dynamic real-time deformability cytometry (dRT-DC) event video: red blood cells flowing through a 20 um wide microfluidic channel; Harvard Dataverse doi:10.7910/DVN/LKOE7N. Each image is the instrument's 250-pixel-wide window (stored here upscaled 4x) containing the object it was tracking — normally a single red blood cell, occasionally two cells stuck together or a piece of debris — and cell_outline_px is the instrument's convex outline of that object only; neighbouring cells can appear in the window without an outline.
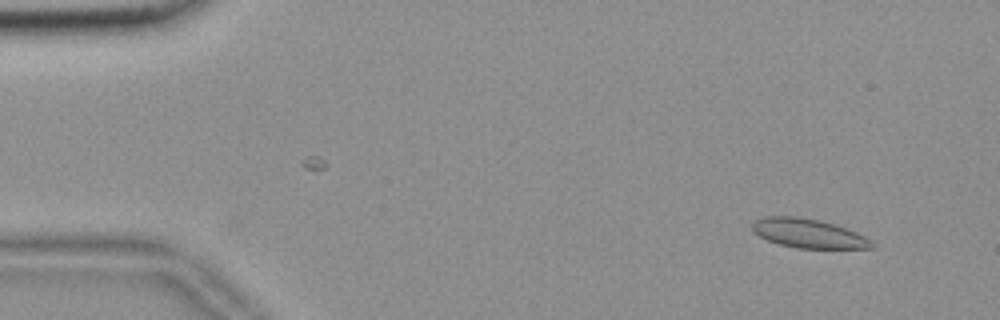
{"species": "common noctule bat (a hibernating species)", "species_latin": "Nyctalus noctula", "temperature_condition": "room temperature", "stored_images_in_passage": 23, "camera_frame_rate_fps": 3000, "um_per_image_px": 0.085, "animal": {"sex": "female", "body_mass_g": 18.4}, "frame": {"image": 1, "passage_image": 4, "time_ms": 1.0, "image_size_px": [1000, 320], "cell_outline_px": [[876, 248], [796, 248], [780, 244], [768, 240], [752, 232], [752, 224], [756, 220], [764, 216], [796, 216], [816, 220], [832, 224], [856, 232], [864, 236]], "centroid_in_image_um": [68.65, 19.84], "position_along_channel_um": 16.3, "area_um2": 19.88}}